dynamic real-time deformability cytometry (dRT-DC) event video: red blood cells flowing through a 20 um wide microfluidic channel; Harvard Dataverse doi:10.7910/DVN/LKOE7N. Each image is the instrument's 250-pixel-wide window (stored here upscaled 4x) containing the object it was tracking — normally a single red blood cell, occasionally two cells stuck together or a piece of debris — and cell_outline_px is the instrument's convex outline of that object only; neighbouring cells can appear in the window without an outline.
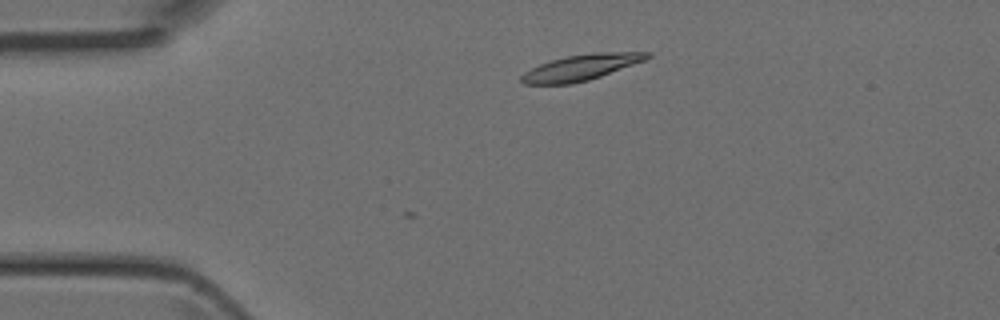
{"species": "Egyptian fruit bat (a non-hibernating species)", "species_latin": "Rousettus aegyptiacus", "temperature_condition": "room temperature", "stored_images_in_passage": 3, "camera_frame_rate_fps": 3000, "um_per_image_px": 0.085, "animal": {"sex": "female"}, "frame": {"image": 1, "passage_image": 2, "time_ms": 0.333, "image_size_px": [1000, 320], "cell_outline_px": [[652, 56], [644, 60], [600, 76], [588, 80], [572, 84], [524, 84], [520, 80], [520, 76], [524, 72], [540, 64], [552, 60], [568, 56], [596, 52], [652, 52]], "centroid_in_image_um": [49.37, 5.73], "position_along_channel_um": 35.6, "area_um2": 18.67}}